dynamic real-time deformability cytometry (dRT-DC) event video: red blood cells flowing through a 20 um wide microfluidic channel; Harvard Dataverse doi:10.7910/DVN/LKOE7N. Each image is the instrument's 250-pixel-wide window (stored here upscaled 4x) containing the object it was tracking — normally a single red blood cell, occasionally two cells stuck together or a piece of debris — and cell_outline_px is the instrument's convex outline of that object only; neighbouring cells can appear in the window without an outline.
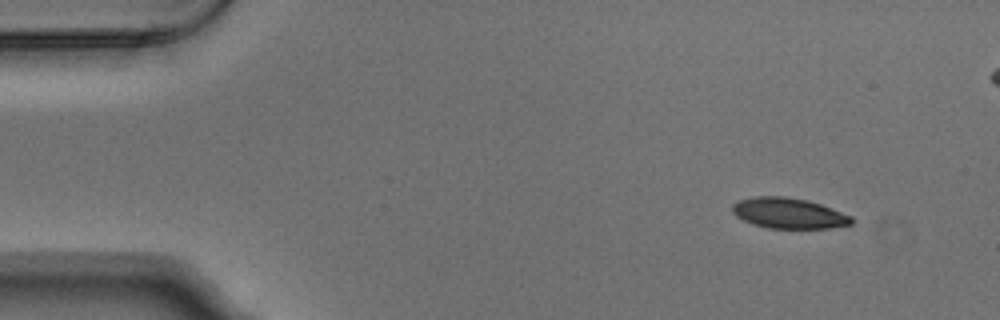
{"species": "Egyptian fruit bat (a non-hibernating species)", "species_latin": "Rousettus aegyptiacus", "temperature_condition": "warm", "stored_images_in_passage": 5, "camera_frame_rate_fps": 3000, "um_per_image_px": 0.085, "animal": {"sex": "male"}, "frame": {"image": 1, "passage_image": 1, "time_ms": 0.0, "image_size_px": [1000, 320], "cell_outline_px": [[852, 224], [828, 228], [768, 228], [752, 224], [736, 216], [732, 212], [732, 204], [740, 200], [756, 196], [784, 196], [808, 200], [820, 204], [852, 216]], "centroid_in_image_um": [67.02, 18.12], "position_along_channel_um": 18.0, "area_um2": 21.15}}
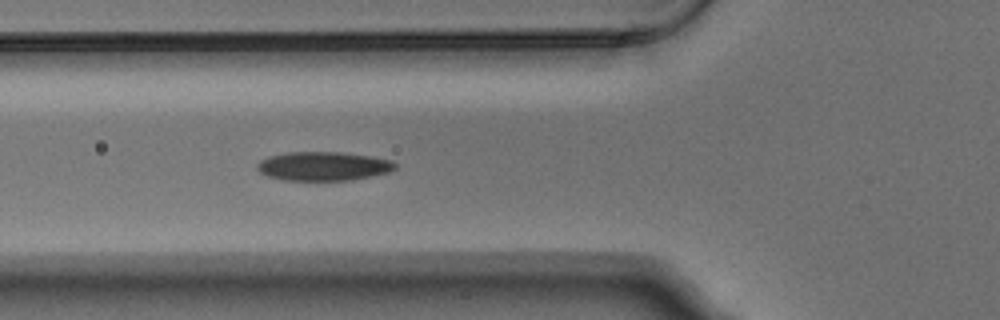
{"frame": {"image": 2, "passage_image": 5, "time_ms": 1.333, "image_size_px": [1000, 320], "cell_outline_px": [[396, 168], [392, 172], [352, 180], [284, 180], [268, 176], [260, 172], [256, 168], [256, 164], [260, 160], [268, 156], [288, 152], [340, 152], [372, 156], [392, 160], [396, 164]], "centroid_in_image_um": [27.51, 14.12], "position_along_channel_um": 98.3, "area_um2": 23.47}}